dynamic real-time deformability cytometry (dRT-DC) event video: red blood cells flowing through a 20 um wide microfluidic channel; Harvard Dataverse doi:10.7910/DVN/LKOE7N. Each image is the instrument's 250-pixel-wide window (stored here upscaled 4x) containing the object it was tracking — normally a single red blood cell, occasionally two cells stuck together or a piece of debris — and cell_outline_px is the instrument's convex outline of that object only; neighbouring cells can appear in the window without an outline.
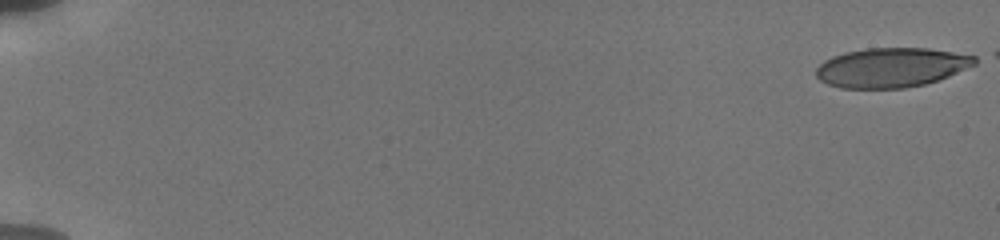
{"species": "human", "species_latin": "Homo sapiens", "temperature_condition": "cold", "stored_images_in_passage": 87, "camera_frame_rate_fps": 3000, "um_per_image_px": 0.085, "donor": {"sex": "male"}, "frame": {"image": 1, "passage_image": 1, "time_ms": 0.0, "image_size_px": [1000, 240], "cell_outline_px": [[976, 64], [948, 76], [924, 84], [904, 88], [840, 88], [828, 84], [820, 80], [816, 76], [816, 68], [824, 60], [832, 56], [844, 52], [868, 48], [928, 48], [976, 56]], "centroid_in_image_um": [75.73, 5.73], "position_along_channel_um": 9.3, "area_um2": 36.36}}
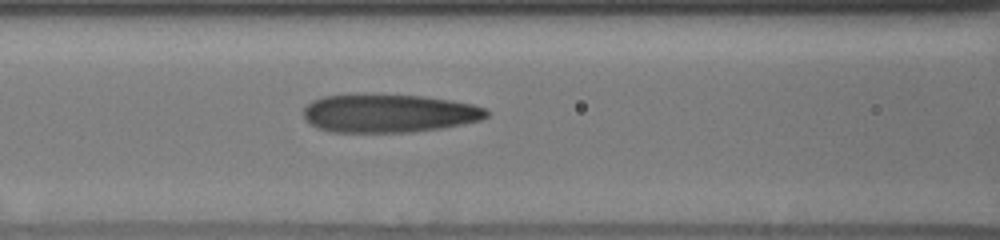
{"frame": {"image": 2, "passage_image": 44, "time_ms": 8.333, "image_size_px": [1000, 240], "cell_outline_px": [[488, 116], [480, 120], [440, 128], [412, 132], [328, 132], [316, 128], [304, 116], [304, 108], [312, 100], [324, 96], [424, 96], [452, 100], [472, 104], [484, 108], [488, 112]], "centroid_in_image_um": [33.06, 9.66], "position_along_channel_um": 133.5, "area_um2": 40.11}}
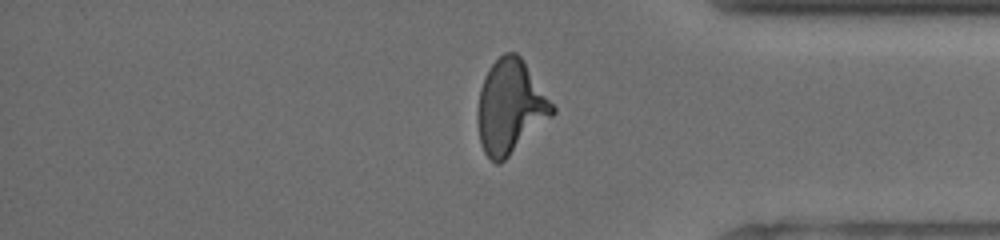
{"frame": {"image": 3, "passage_image": 71, "time_ms": 15.333, "image_size_px": [1000, 240], "cell_outline_px": [[556, 112], [552, 116], [500, 164], [496, 164], [484, 152], [480, 144], [476, 112], [480, 88], [484, 76], [488, 68], [504, 52], [516, 52], [524, 60], [556, 108]], "centroid_in_image_um": [43.36, 9.07], "position_along_channel_um": 391.8, "area_um2": 40.86}, "authors_computed_cell_mechanics": {"area_um2": 39.1306, "velocity_mm_per_s": 3.8344, "shape_relaxation_time_tau1_ms": 5.2291, "shape_relaxation_time_tau2_ms": 1.335, "deformation_change_tau1": 0.2074, "deformation_change_tau2": 0.1095}}